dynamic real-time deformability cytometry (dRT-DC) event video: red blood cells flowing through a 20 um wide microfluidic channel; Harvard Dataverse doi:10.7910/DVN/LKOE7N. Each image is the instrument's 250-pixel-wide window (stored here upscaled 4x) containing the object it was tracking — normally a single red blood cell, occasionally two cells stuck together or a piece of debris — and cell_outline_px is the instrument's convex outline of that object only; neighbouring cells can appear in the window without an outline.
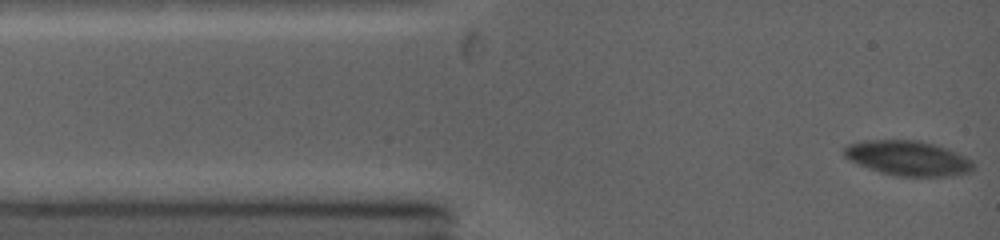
{"species": "common noctule bat (a hibernating species)", "species_latin": "Nyctalus noctula", "temperature_condition": "warm", "stored_images_in_passage": 25, "camera_frame_rate_fps": 5000, "um_per_image_px": 0.085, "animal": {"sex": "female", "body_mass_g": 19.0, "forearm_length_mm": 53.3}, "frame": {"image": 1, "passage_image": 1, "time_ms": 0.0, "image_size_px": [1000, 240], "cell_outline_px": [[972, 168], [968, 172], [952, 176], [896, 176], [880, 172], [868, 168], [848, 160], [844, 156], [844, 148], [848, 144], [864, 140], [920, 140], [944, 148], [964, 156], [972, 160]], "centroid_in_image_um": [77.12, 13.44], "position_along_channel_um": 7.9, "area_um2": 26.01}}
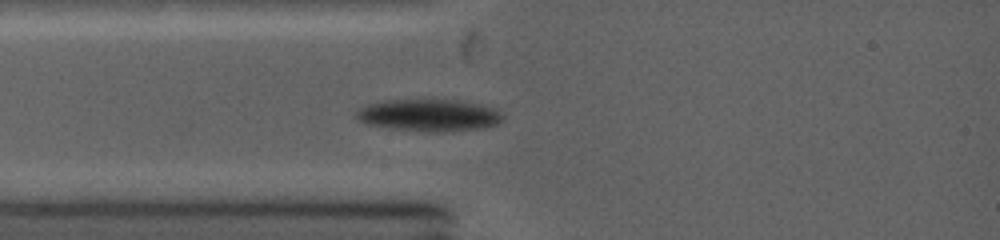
{"frame": {"image": 2, "passage_image": 13, "time_ms": 2.4, "image_size_px": [1000, 240], "cell_outline_px": [[504, 120], [496, 124], [480, 128], [444, 132], [432, 132], [388, 128], [368, 124], [356, 120], [352, 116], [360, 108], [368, 104], [388, 100], [456, 100], [496, 108], [504, 116]], "centroid_in_image_um": [36.43, 9.8], "position_along_channel_um": 48.6, "area_um2": 27.4}}
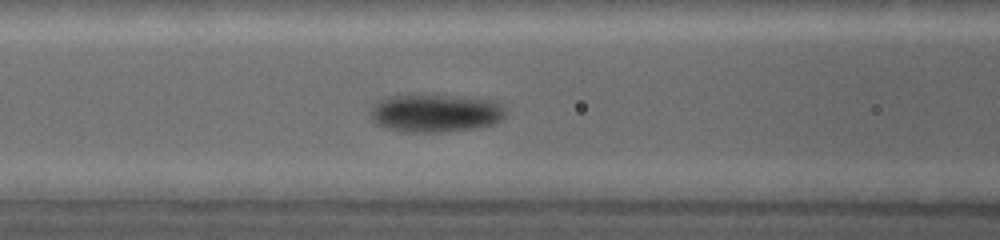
{"frame": {"image": 3, "passage_image": 24, "time_ms": 4.4, "image_size_px": [1000, 240], "cell_outline_px": [[504, 116], [496, 124], [476, 128], [440, 132], [404, 132], [384, 128], [376, 124], [368, 116], [368, 112], [376, 104], [384, 100], [404, 96], [436, 96], [484, 100], [500, 104], [504, 108]], "centroid_in_image_um": [36.97, 9.68], "position_along_channel_um": 129.6, "area_um2": 28.96}}